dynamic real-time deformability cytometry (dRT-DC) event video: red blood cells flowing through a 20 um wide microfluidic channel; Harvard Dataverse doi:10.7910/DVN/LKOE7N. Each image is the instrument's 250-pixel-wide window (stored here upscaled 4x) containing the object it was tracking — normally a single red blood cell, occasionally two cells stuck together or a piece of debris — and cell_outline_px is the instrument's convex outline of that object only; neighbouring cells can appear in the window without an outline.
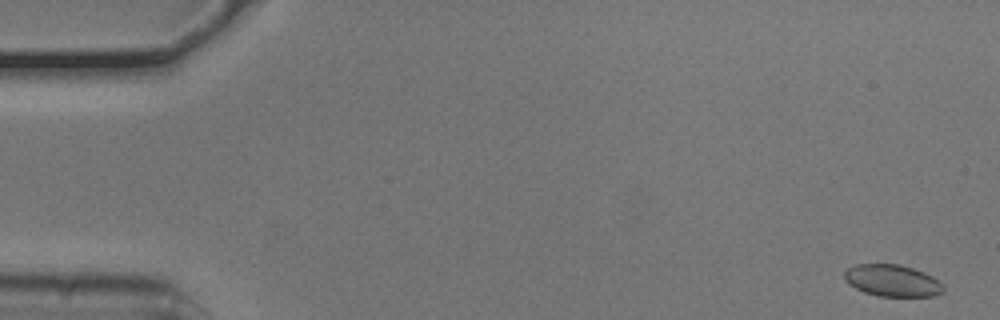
{"species": "common noctule bat (a hibernating species)", "species_latin": "Nyctalus noctula", "temperature_condition": "cold", "stored_images_in_passage": 54, "camera_frame_rate_fps": 3000, "um_per_image_px": 0.085, "animal": {"sex": "male", "body_mass_g": 20.5, "forearm_length_mm": 52.5}, "frame": {"image": 1, "passage_image": 2, "time_ms": 0.333, "image_size_px": [1000, 320], "cell_outline_px": [[944, 292], [936, 296], [876, 296], [864, 292], [848, 284], [844, 280], [844, 272], [848, 268], [856, 264], [900, 264], [924, 272], [932, 276], [944, 284]], "centroid_in_image_um": [75.86, 23.85], "position_along_channel_um": 9.1, "area_um2": 18.55}}
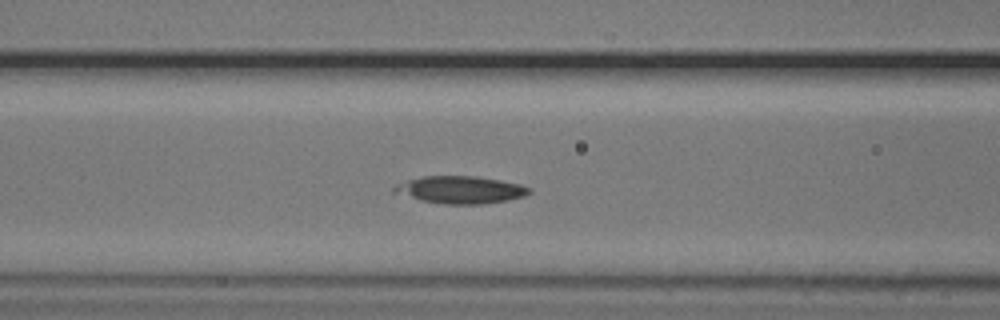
{"frame": {"image": 2, "passage_image": 22, "time_ms": 7.0, "image_size_px": [1000, 320], "cell_outline_px": [[532, 192], [524, 196], [508, 200], [484, 204], [444, 204], [420, 200], [392, 192], [392, 188], [396, 184], [408, 180], [424, 176], [476, 176], [500, 180], [520, 184], [532, 188]], "centroid_in_image_um": [39.15, 16.13], "position_along_channel_um": 127.4, "area_um2": 21.62}}
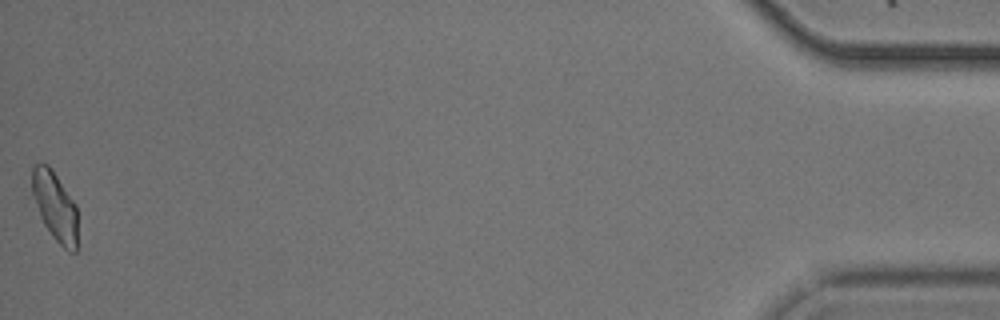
{"frame": {"image": 3, "passage_image": 54, "time_ms": 17.667, "image_size_px": [1000, 320], "cell_outline_px": [[76, 252], [68, 252], [52, 236], [44, 224], [40, 216], [32, 192], [32, 164], [40, 160], [48, 164], [52, 168], [76, 204]], "centroid_in_image_um": [4.65, 17.46], "position_along_channel_um": 430.5, "area_um2": 18.44}, "authors_computed_cell_mechanics": {"area_um2": 20.0277, "velocity_mm_per_s": 3.7529, "shape_relaxation_time_tau1_ms": null, "shape_relaxation_time_tau2_ms": 4.9374, "deformation_change_tau1": null, "deformation_change_tau2": 0.0832}}